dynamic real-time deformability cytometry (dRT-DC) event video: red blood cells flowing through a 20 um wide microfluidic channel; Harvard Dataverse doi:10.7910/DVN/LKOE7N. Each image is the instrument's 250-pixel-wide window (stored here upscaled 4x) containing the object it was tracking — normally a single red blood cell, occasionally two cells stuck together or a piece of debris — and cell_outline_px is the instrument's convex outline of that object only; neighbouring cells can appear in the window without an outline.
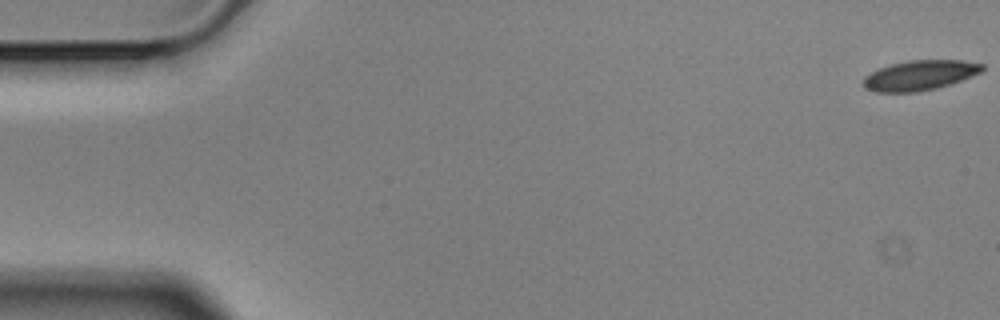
{"species": "Egyptian fruit bat (a non-hibernating species)", "species_latin": "Rousettus aegyptiacus", "temperature_condition": "cold", "stored_images_in_passage": 54, "camera_frame_rate_fps": 3000, "um_per_image_px": 0.085, "animal": {"sex": "male"}, "frame": {"image": 1, "passage_image": 1, "time_ms": 0.0, "image_size_px": [1000, 320], "cell_outline_px": [[984, 68], [980, 72], [972, 76], [952, 84], [936, 88], [916, 92], [876, 92], [864, 88], [860, 84], [864, 76], [880, 68], [892, 64], [908, 60], [964, 60], [984, 64]], "centroid_in_image_um": [78.17, 6.4], "position_along_channel_um": 6.8, "area_um2": 20.92}}
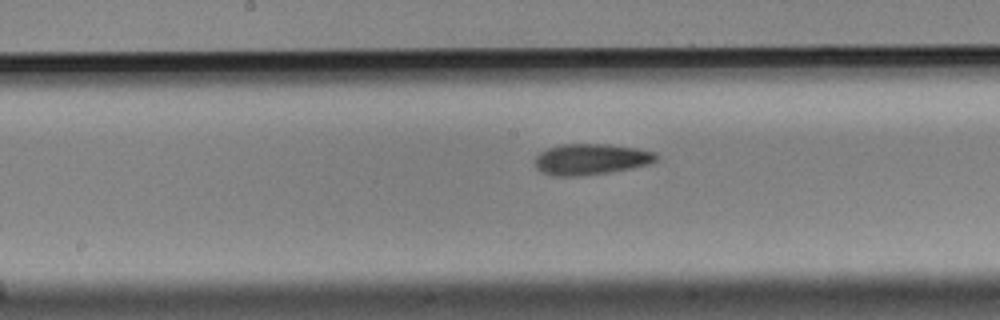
{"frame": {"image": 2, "passage_image": 29, "time_ms": 9.333, "image_size_px": [1000, 320], "cell_outline_px": [[660, 156], [656, 160], [648, 164], [632, 168], [608, 172], [580, 176], [552, 176], [540, 172], [536, 168], [536, 156], [540, 152], [548, 148], [560, 144], [608, 144], [636, 148], [656, 152]], "centroid_in_image_um": [50.23, 13.53], "position_along_channel_um": 198.0, "area_um2": 22.02}}
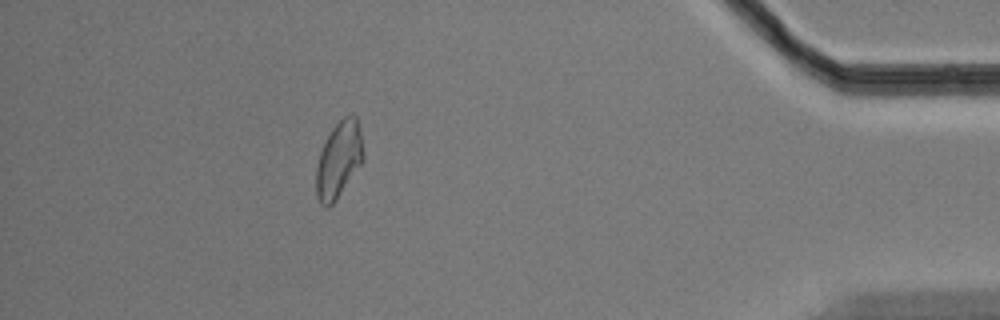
{"frame": {"image": 3, "passage_image": 51, "time_ms": 16.667, "image_size_px": [1000, 320], "cell_outline_px": [[364, 160], [336, 200], [328, 208], [320, 204], [316, 196], [316, 164], [320, 152], [332, 128], [344, 116], [352, 112], [356, 116], [360, 128], [364, 152]], "centroid_in_image_um": [28.81, 13.57], "position_along_channel_um": 406.4, "area_um2": 21.15}}